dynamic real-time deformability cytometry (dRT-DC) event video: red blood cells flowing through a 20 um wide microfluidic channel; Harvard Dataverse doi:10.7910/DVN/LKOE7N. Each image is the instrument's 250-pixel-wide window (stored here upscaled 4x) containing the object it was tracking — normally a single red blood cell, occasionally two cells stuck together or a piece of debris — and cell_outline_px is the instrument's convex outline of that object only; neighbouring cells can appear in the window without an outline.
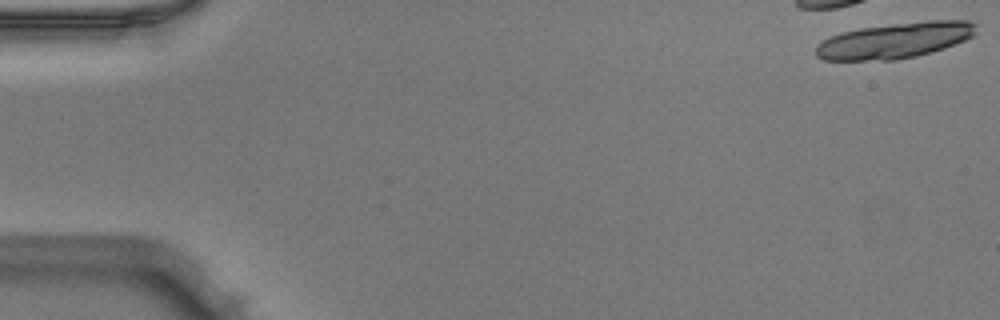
{"species": "Egyptian fruit bat (a non-hibernating species)", "species_latin": "Rousettus aegyptiacus", "temperature_condition": "warm", "stored_images_in_passage": 5, "camera_frame_rate_fps": 3000, "um_per_image_px": 0.085, "animal": {"sex": "male"}, "frame": {"image": 1, "passage_image": 1, "time_ms": 0.0, "image_size_px": [1000, 320], "cell_outline_px": [[976, 32], [972, 36], [964, 40], [944, 48], [916, 56], [896, 60], [824, 60], [816, 56], [816, 44], [832, 36], [844, 32], [860, 28], [928, 20], [968, 20], [976, 24]], "centroid_in_image_um": [76.08, 3.44], "position_along_channel_um": 8.9, "area_um2": 33.12}}